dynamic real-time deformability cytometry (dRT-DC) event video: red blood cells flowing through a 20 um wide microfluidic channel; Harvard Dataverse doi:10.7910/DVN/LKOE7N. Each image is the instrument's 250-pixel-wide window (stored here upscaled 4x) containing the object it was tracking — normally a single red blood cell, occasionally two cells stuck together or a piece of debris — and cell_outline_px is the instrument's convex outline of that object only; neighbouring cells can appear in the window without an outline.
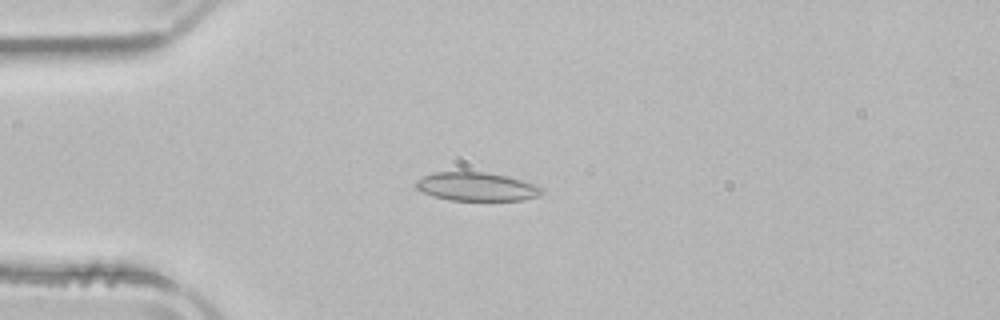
{"species": "common noctule bat (a hibernating species)", "species_latin": "Nyctalus noctula", "temperature_condition": "room temperature", "stored_images_in_passage": 45, "camera_frame_rate_fps": 3000, "um_per_image_px": 0.085, "animal": {"sex": "male", "body_mass_g": 21.5, "forearm_length_mm": 52.0}, "frame": {"image": 1, "passage_image": 7, "time_ms": 2.0, "image_size_px": [1000, 320], "cell_outline_px": [[544, 192], [540, 196], [524, 200], [448, 200], [432, 196], [416, 188], [412, 184], [416, 180], [424, 176], [436, 172], [484, 172], [508, 176], [536, 184], [544, 188]], "centroid_in_image_um": [40.54, 15.87], "position_along_channel_um": 44.5, "area_um2": 21.15}}
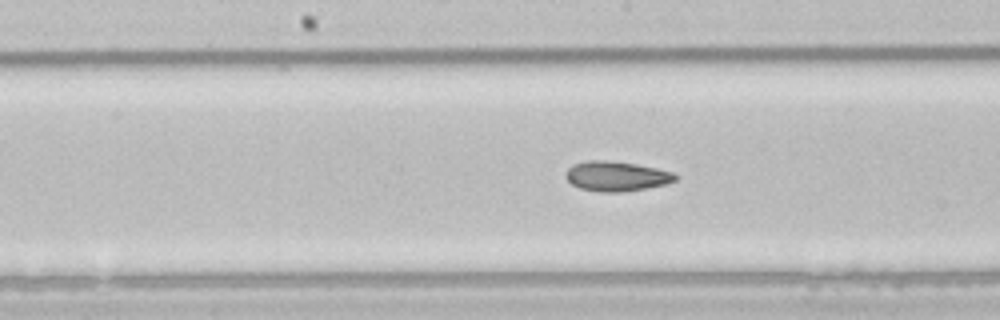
{"frame": {"image": 2, "passage_image": 20, "time_ms": 6.333, "image_size_px": [1000, 320], "cell_outline_px": [[680, 176], [676, 180], [668, 184], [648, 188], [620, 192], [600, 192], [580, 188], [572, 184], [564, 176], [568, 168], [572, 164], [588, 160], [604, 160], [636, 164], [676, 172]], "centroid_in_image_um": [52.44, 14.98], "position_along_channel_um": 195.8, "area_um2": 19.31}}
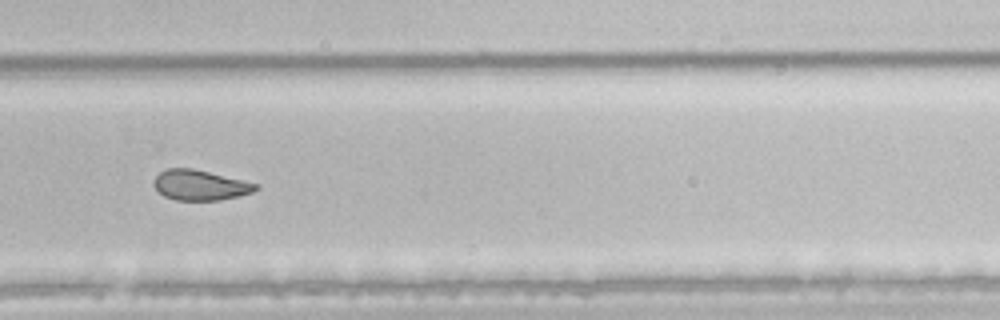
{"frame": {"image": 3, "passage_image": 29, "time_ms": 9.333, "image_size_px": [1000, 320], "cell_outline_px": [[260, 188], [252, 192], [240, 196], [220, 200], [176, 200], [164, 196], [152, 184], [156, 176], [160, 172], [168, 168], [192, 168], [244, 180], [260, 184]], "centroid_in_image_um": [17.04, 15.73], "position_along_channel_um": 312.8, "area_um2": 18.03}, "authors_computed_cell_mechanics": {"area_um2": 20.2878, "velocity_mm_per_s": 3.9253, "shape_relaxation_time_tau1_ms": 10.9045, "shape_relaxation_time_tau2_ms": 3.7151, "deformation_change_tau1": 0.201, "deformation_change_tau2": 0.0897}}